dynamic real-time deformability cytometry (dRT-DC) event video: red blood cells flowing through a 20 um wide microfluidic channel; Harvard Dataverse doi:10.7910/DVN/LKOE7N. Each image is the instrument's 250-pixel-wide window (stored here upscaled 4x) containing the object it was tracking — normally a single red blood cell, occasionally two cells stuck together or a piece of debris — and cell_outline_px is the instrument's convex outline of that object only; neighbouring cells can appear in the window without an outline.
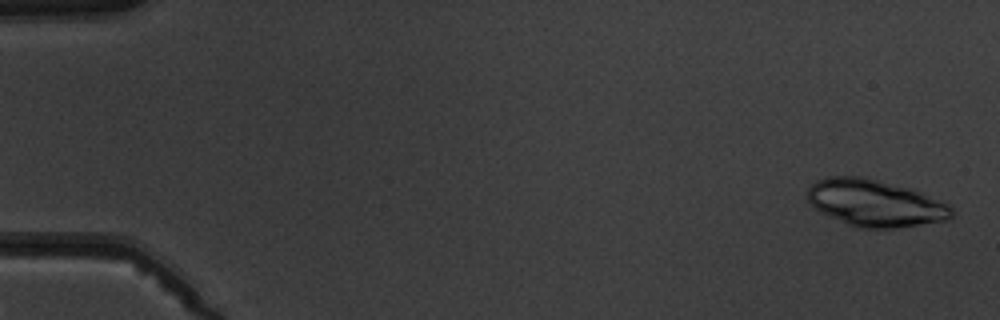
{"species": "common noctule bat (a hibernating species)", "species_latin": "Nyctalus noctula", "temperature_condition": "warm", "stored_images_in_passage": 5, "camera_frame_rate_fps": 3000, "um_per_image_px": 0.085, "animal": {"sex": "male", "body_mass_g": 19.5, "forearm_length_mm": 54.6}, "frame": {"image": 1, "passage_image": 1, "time_ms": 0.0, "image_size_px": [1000, 320], "cell_outline_px": [[956, 212], [952, 216], [944, 220], [896, 228], [856, 228], [820, 212], [808, 200], [808, 188], [816, 180], [832, 176], [864, 176], [912, 188], [948, 204]], "centroid_in_image_um": [74.39, 17.25], "position_along_channel_um": 10.6, "area_um2": 39.42}}